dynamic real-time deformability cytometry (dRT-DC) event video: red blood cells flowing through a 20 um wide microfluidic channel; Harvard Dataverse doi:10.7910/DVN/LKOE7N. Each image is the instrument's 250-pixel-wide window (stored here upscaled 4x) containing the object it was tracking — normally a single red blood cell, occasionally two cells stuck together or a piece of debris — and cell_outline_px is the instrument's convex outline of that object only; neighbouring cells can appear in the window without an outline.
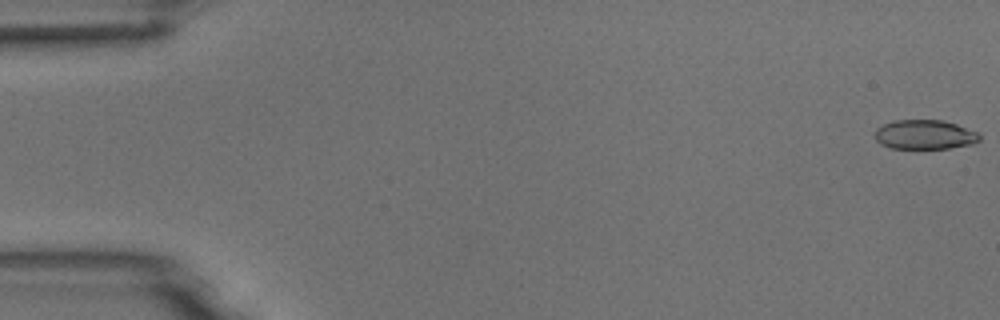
{"species": "common noctule bat (a hibernating species)", "species_latin": "Nyctalus noctula", "temperature_condition": "room temperature", "stored_images_in_passage": 17, "camera_frame_rate_fps": 3000, "um_per_image_px": 0.085, "animal": {"sex": "male", "body_mass_g": 18.8}, "frame": {"image": 1, "passage_image": 1, "time_ms": 0.0, "image_size_px": [1000, 320], "cell_outline_px": [[980, 140], [972, 144], [948, 148], [892, 148], [880, 144], [876, 140], [876, 128], [892, 120], [944, 120], [980, 132]], "centroid_in_image_um": [78.63, 11.43], "position_along_channel_um": 6.4, "area_um2": 17.98}}
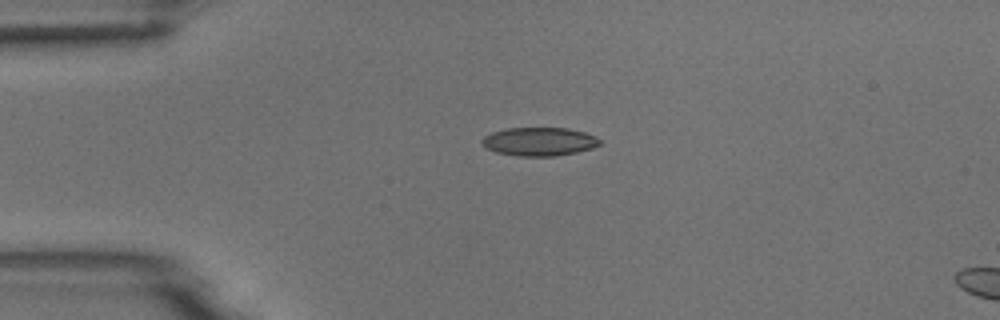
{"frame": {"image": 2, "passage_image": 13, "time_ms": 4.0, "image_size_px": [1000, 320], "cell_outline_px": [[600, 144], [592, 148], [576, 152], [556, 156], [516, 156], [496, 152], [488, 148], [480, 140], [484, 136], [492, 132], [504, 128], [568, 128], [584, 132], [596, 136], [600, 140]], "centroid_in_image_um": [45.84, 12.03], "position_along_channel_um": 39.2, "area_um2": 19.54}}